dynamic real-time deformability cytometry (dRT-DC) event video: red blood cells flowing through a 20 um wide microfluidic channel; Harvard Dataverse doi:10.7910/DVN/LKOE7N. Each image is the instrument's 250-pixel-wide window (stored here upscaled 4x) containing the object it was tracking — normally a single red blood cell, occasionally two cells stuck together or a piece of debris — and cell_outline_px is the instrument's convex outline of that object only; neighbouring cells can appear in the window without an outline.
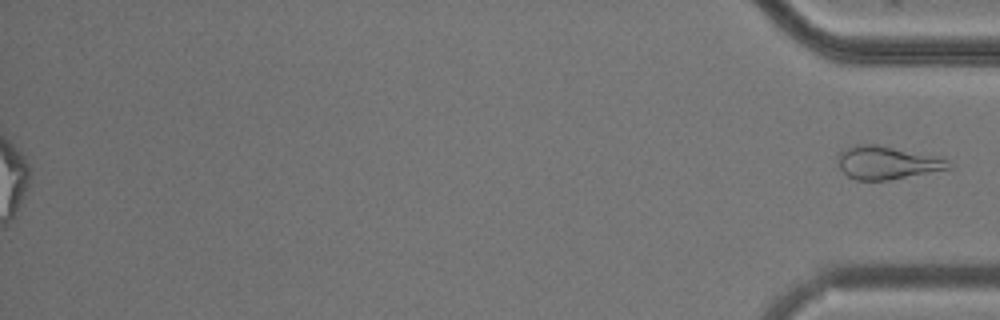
{"species": "common noctule bat (a hibernating species)", "species_latin": "Nyctalus noctula", "temperature_condition": "cold", "stored_images_in_passage": 50, "segment_of_instrument_passage": [2, 2], "camera_frame_rate_fps": 3000, "um_per_image_px": 0.085, "animal": {"sex": "male", "body_mass_g": 20.5, "forearm_length_mm": 52.5}, "frame": {"image": 1, "passage_image": 50, "time_ms": 16.333, "image_size_px": [1000, 320], "cell_outline_px": [[952, 168], [888, 180], [856, 180], [848, 176], [840, 168], [836, 156], [844, 148], [852, 144], [876, 144], [936, 156], [948, 160], [952, 164]], "centroid_in_image_um": [75.36, 13.81], "position_along_channel_um": 359.8, "area_um2": 21.39}}